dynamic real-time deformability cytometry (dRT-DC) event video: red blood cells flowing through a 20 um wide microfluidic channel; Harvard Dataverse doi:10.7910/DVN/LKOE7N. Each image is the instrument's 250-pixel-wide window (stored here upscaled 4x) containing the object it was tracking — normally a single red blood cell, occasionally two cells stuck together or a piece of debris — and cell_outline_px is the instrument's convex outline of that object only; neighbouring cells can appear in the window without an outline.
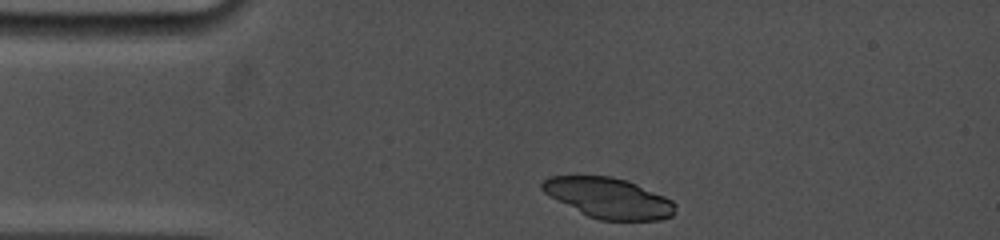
{"species": "common noctule bat (a hibernating species)", "species_latin": "Nyctalus noctula", "temperature_condition": "cold", "stored_images_in_passage": 4, "camera_frame_rate_fps": 5000, "um_per_image_px": 0.085, "animal": {"sex": "female", "body_mass_g": 19.0, "forearm_length_mm": 53.3}, "frame": {"image": 1, "passage_image": 1, "time_ms": 0.0, "image_size_px": [1000, 240], "cell_outline_px": [[676, 204], [672, 216], [660, 220], [600, 220], [588, 216], [580, 212], [544, 192], [540, 188], [540, 184], [548, 176], [612, 176], [628, 180], [664, 196], [672, 200]], "centroid_in_image_um": [51.75, 16.82], "position_along_channel_um": 33.3, "area_um2": 31.1}}